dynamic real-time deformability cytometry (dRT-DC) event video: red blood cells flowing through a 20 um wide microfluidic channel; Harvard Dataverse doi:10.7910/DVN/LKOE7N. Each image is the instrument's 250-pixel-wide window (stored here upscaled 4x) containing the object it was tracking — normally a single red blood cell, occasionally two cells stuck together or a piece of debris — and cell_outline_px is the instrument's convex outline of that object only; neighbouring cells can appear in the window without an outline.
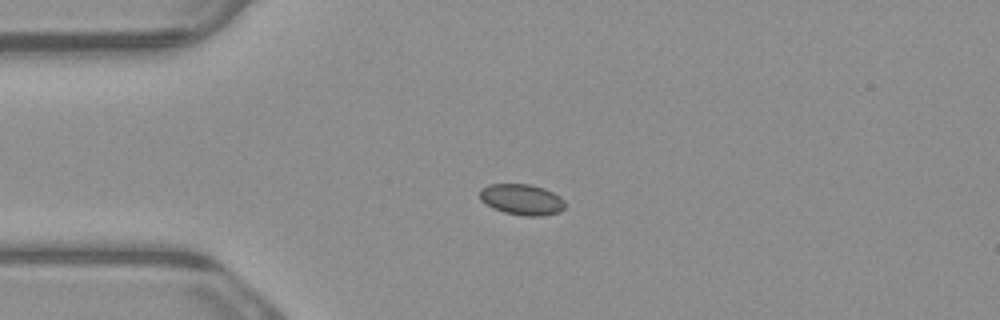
{"species": "common noctule bat (a hibernating species)", "species_latin": "Nyctalus noctula", "temperature_condition": "warm", "stored_images_in_passage": 4, "camera_frame_rate_fps": 3000, "um_per_image_px": 0.085, "animal": {"sex": "male", "body_mass_g": 23.1, "forearm_length_mm": 52.7}, "frame": {"image": 1, "passage_image": 1, "time_ms": 0.0, "image_size_px": [1000, 320], "cell_outline_px": [[564, 208], [560, 212], [540, 216], [524, 216], [504, 212], [492, 208], [484, 204], [480, 200], [480, 188], [488, 184], [532, 184], [544, 188], [560, 196], [564, 200]], "centroid_in_image_um": [44.33, 16.95], "position_along_channel_um": 40.7, "area_um2": 15.55}}
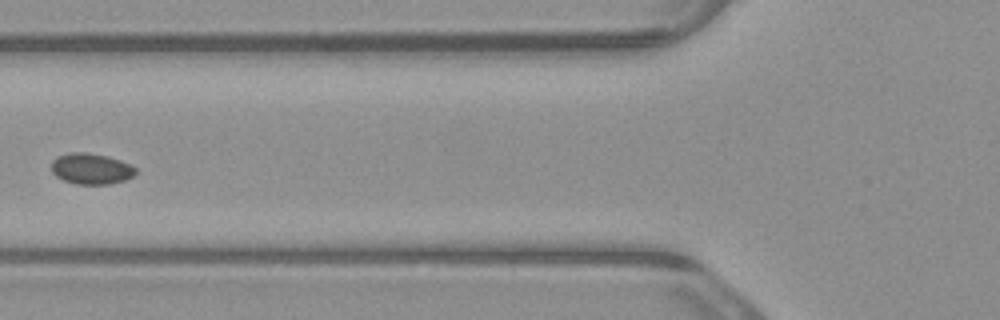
{"frame": {"image": 2, "passage_image": 3, "time_ms": 0.667, "image_size_px": [1000, 320], "cell_outline_px": [[136, 172], [132, 176], [124, 180], [108, 184], [76, 184], [64, 180], [56, 176], [52, 172], [52, 160], [56, 156], [68, 152], [88, 152], [108, 156], [132, 164], [136, 168]], "centroid_in_image_um": [7.74, 14.32], "position_along_channel_um": 118.1, "area_um2": 15.32}}
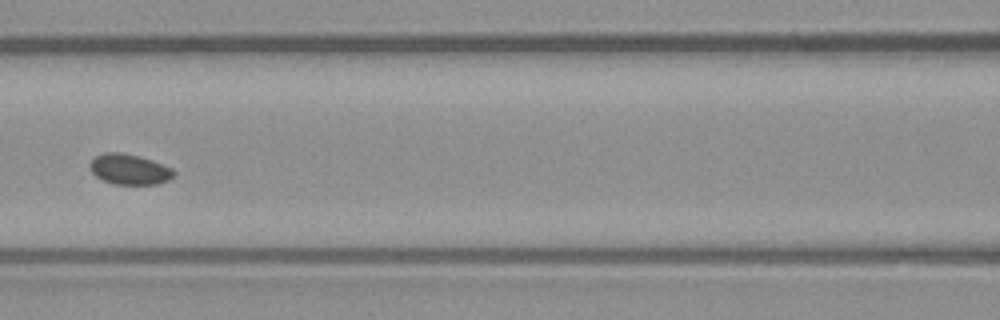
{"frame": {"image": 3, "passage_image": 4, "time_ms": 1.0, "image_size_px": [1000, 320], "cell_outline_px": [[176, 172], [168, 180], [156, 184], [112, 184], [96, 176], [88, 168], [88, 164], [96, 156], [104, 152], [120, 152], [140, 156], [152, 160], [172, 168]], "centroid_in_image_um": [10.97, 14.38], "position_along_channel_um": 155.6, "area_um2": 14.91}}